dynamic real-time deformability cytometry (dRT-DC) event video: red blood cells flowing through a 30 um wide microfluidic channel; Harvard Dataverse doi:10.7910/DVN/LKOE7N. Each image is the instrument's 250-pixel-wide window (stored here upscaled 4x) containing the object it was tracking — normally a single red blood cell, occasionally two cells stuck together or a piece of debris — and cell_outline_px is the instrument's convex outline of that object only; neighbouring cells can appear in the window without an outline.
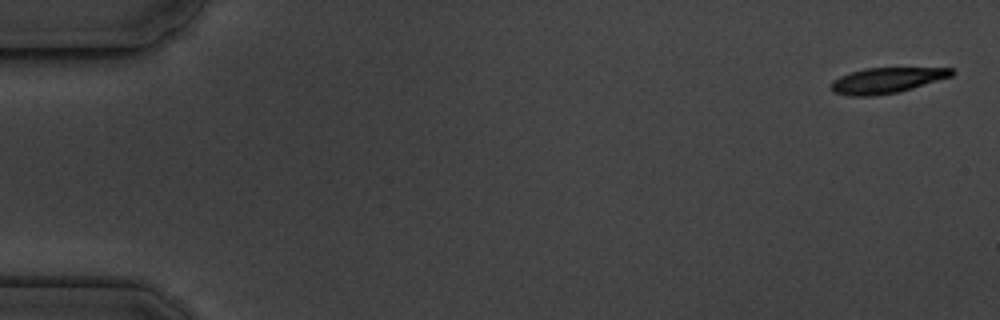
{"species": "common noctule bat (a hibernating species)", "species_latin": "Nyctalus noctula", "temperature_condition": "cold", "stored_images_in_passage": 6, "camera_frame_rate_fps": 3000, "um_per_image_px": 0.085, "animal": {"sex": "male", "body_mass_g": 19.5, "forearm_length_mm": 54.6}, "frame": {"image": 1, "passage_image": 1, "time_ms": 0.0, "image_size_px": [1000, 320], "cell_outline_px": [[956, 72], [952, 76], [912, 88], [896, 92], [872, 96], [848, 96], [832, 92], [832, 80], [840, 76], [864, 68], [952, 68]], "centroid_in_image_um": [75.35, 6.83], "position_along_channel_um": 9.6, "area_um2": 17.8}}
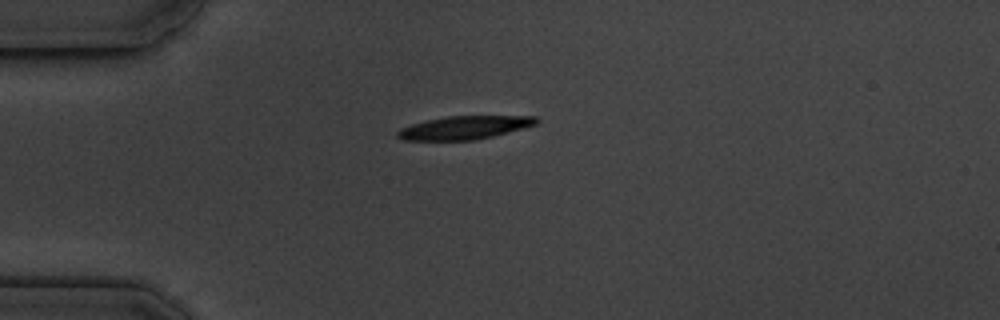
{"frame": {"image": 2, "passage_image": 5, "time_ms": 4.333, "image_size_px": [1000, 320], "cell_outline_px": [[540, 120], [536, 124], [508, 132], [476, 140], [404, 140], [396, 136], [396, 132], [400, 128], [412, 124], [428, 120], [448, 116], [536, 116]], "centroid_in_image_um": [39.47, 10.85], "position_along_channel_um": 45.5, "area_um2": 18.67}}